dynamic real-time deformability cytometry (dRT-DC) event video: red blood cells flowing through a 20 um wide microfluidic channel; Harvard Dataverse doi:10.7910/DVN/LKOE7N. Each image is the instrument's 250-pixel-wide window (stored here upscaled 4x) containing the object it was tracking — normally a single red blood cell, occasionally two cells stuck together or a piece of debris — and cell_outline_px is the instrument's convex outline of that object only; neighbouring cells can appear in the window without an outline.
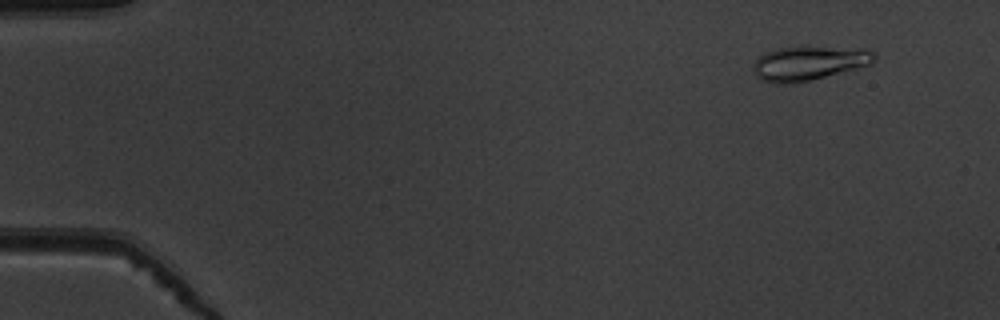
{"species": "common noctule bat (a hibernating species)", "species_latin": "Nyctalus noctula", "temperature_condition": "warm", "stored_images_in_passage": 10, "camera_frame_rate_fps": 3000, "um_per_image_px": 0.085, "animal": {"sex": "male", "body_mass_g": 19.5, "forearm_length_mm": 54.6}, "frame": {"image": 1, "passage_image": 5, "time_ms": 1.333, "image_size_px": [1000, 320], "cell_outline_px": [[876, 60], [872, 64], [812, 80], [792, 84], [772, 84], [760, 80], [756, 76], [752, 68], [752, 64], [764, 52], [776, 48], [804, 44], [868, 48], [876, 52]], "centroid_in_image_um": [68.78, 5.32], "position_along_channel_um": 16.2, "area_um2": 25.61}}